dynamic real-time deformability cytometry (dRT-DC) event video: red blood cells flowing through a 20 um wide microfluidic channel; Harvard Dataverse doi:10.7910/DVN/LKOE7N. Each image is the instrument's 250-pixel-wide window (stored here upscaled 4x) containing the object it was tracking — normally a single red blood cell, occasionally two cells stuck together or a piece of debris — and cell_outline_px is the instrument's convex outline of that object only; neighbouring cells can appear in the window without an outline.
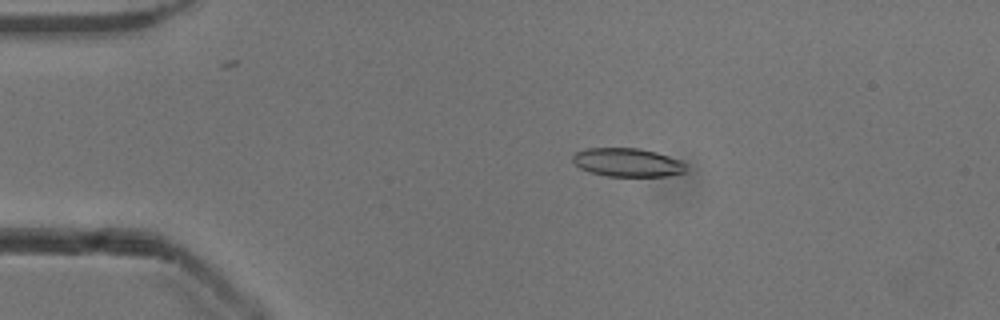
{"species": "common noctule bat (a hibernating species)", "species_latin": "Nyctalus noctula", "temperature_condition": "cold", "stored_images_in_passage": 53, "camera_frame_rate_fps": 3000, "um_per_image_px": 0.085, "animal": {"sex": "male", "body_mass_g": 13.3}, "frame": {"image": 1, "passage_image": 11, "time_ms": 3.333, "image_size_px": [1000, 320], "cell_outline_px": [[684, 172], [668, 176], [608, 176], [592, 172], [580, 168], [572, 160], [572, 156], [576, 152], [584, 148], [640, 148], [656, 152], [680, 160], [684, 164]], "centroid_in_image_um": [53.31, 13.8], "position_along_channel_um": 31.7, "area_um2": 18.67}}
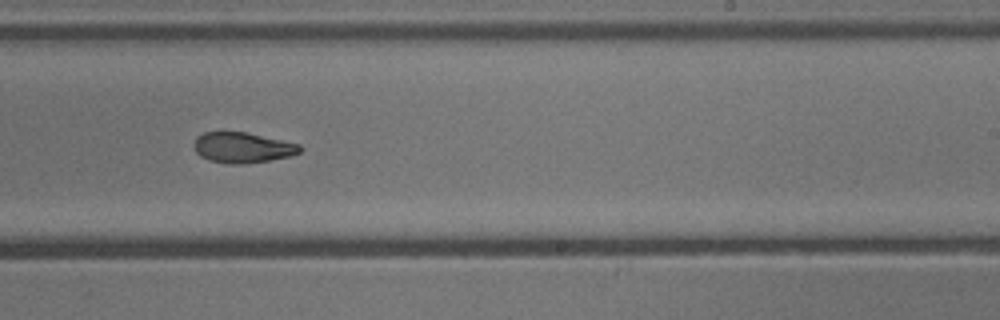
{"frame": {"image": 2, "passage_image": 33, "time_ms": 10.667, "image_size_px": [1000, 320], "cell_outline_px": [[300, 152], [288, 156], [268, 160], [236, 164], [232, 164], [208, 160], [200, 156], [196, 152], [192, 144], [196, 136], [204, 132], [244, 132], [300, 144]], "centroid_in_image_um": [20.54, 12.53], "position_along_channel_um": 268.5, "area_um2": 18.55}}
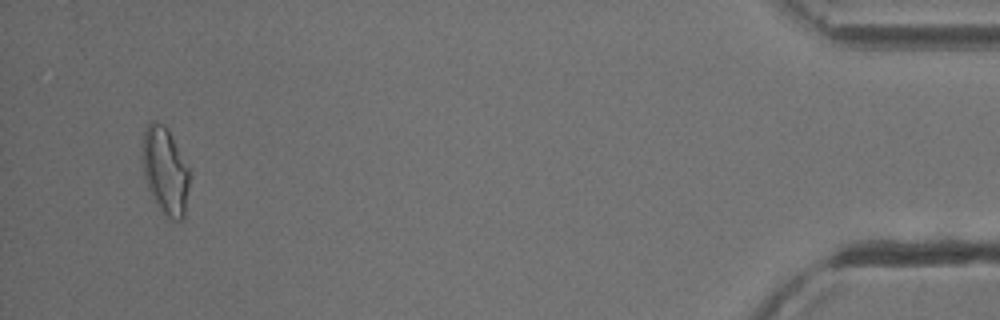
{"frame": {"image": 3, "passage_image": 51, "time_ms": 16.667, "image_size_px": [1000, 320], "cell_outline_px": [[188, 188], [184, 216], [180, 220], [172, 220], [152, 200], [144, 176], [140, 160], [144, 128], [152, 120], [156, 120], [164, 124], [168, 128], [188, 168]], "centroid_in_image_um": [13.98, 14.46], "position_along_channel_um": 421.2, "area_um2": 24.04}, "authors_computed_cell_mechanics": {"area_um2": 19.652, "velocity_mm_per_s": 3.9206, "shape_relaxation_time_tau1_ms": 5.2071, "shape_relaxation_time_tau2_ms": 2.76, "deformation_change_tau1": 0.1796, "deformation_change_tau2": 0.0888}}